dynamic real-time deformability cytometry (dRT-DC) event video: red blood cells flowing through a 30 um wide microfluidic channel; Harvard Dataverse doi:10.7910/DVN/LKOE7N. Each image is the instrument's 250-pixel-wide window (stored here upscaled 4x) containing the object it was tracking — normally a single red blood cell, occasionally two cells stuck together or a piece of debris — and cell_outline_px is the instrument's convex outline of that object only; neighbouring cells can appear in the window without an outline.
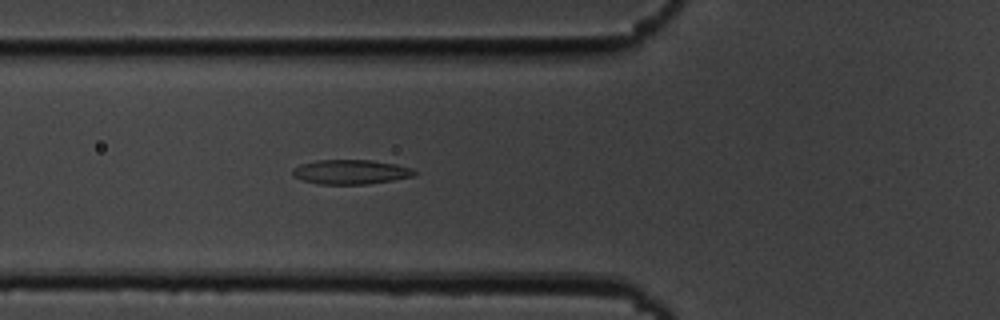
{"species": "common noctule bat (a hibernating species)", "species_latin": "Nyctalus noctula", "temperature_condition": "cold", "stored_images_in_passage": 49, "camera_frame_rate_fps": 3000, "um_per_image_px": 0.085, "animal": {"sex": "male", "body_mass_g": 19.5, "forearm_length_mm": 54.6}, "frame": {"image": 1, "passage_image": 19, "time_ms": 6.0, "image_size_px": [1000, 320], "cell_outline_px": [[416, 176], [368, 184], [320, 184], [300, 180], [292, 172], [292, 168], [300, 164], [316, 160], [372, 160], [396, 164], [412, 168], [416, 172]], "centroid_in_image_um": [29.82, 14.61], "position_along_channel_um": 96.0, "area_um2": 17.46}}
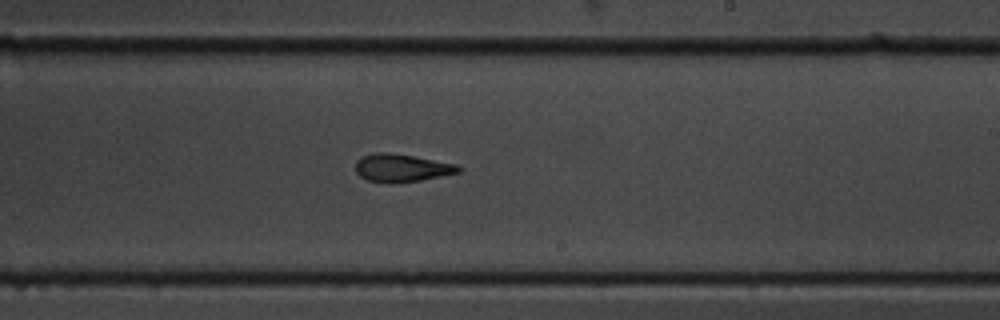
{"frame": {"image": 2, "passage_image": 32, "time_ms": 10.333, "image_size_px": [1000, 320], "cell_outline_px": [[460, 172], [420, 180], [392, 184], [388, 184], [368, 180], [360, 176], [356, 172], [356, 160], [360, 156], [376, 152], [388, 152], [412, 156], [456, 164], [460, 168]], "centroid_in_image_um": [34.07, 14.28], "position_along_channel_um": 254.9, "area_um2": 16.7}}
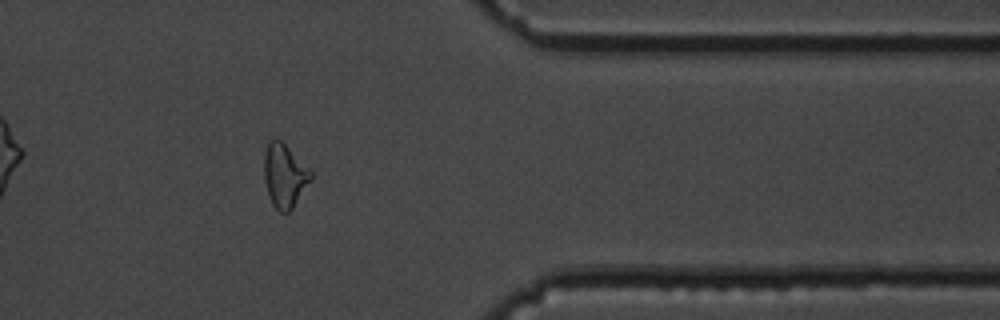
{"frame": {"image": 3, "passage_image": 44, "time_ms": 14.333, "image_size_px": [1000, 320], "cell_outline_px": [[312, 180], [292, 208], [288, 212], [280, 212], [272, 204], [268, 196], [264, 180], [264, 156], [268, 140], [272, 136], [276, 136], [312, 172]], "centroid_in_image_um": [24.16, 14.91], "position_along_channel_um": 387.2, "area_um2": 17.34}}